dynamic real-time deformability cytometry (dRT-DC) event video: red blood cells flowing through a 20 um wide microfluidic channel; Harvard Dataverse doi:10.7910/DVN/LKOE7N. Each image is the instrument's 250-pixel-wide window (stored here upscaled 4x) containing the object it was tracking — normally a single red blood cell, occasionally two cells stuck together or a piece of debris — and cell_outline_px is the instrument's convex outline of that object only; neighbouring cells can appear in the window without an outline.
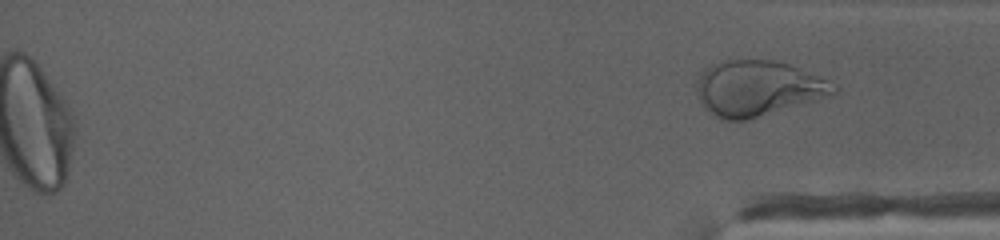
{"species": "human", "species_latin": "Homo sapiens", "temperature_condition": "cold", "stored_images_in_passage": 37, "segment_of_instrument_passage": [2, 2], "camera_frame_rate_fps": 3000, "um_per_image_px": 0.085, "donor": {"sex": "female"}, "frame": {"image": 1, "passage_image": 37, "time_ms": 12.0, "image_size_px": [1000, 240], "cell_outline_px": [[840, 88], [836, 92], [812, 100], [748, 120], [720, 120], [708, 112], [704, 108], [696, 96], [696, 80], [700, 72], [704, 68], [712, 64], [724, 60], [772, 60], [788, 64], [828, 80]], "centroid_in_image_um": [64.3, 7.5], "position_along_channel_um": 370.9, "area_um2": 44.04}}